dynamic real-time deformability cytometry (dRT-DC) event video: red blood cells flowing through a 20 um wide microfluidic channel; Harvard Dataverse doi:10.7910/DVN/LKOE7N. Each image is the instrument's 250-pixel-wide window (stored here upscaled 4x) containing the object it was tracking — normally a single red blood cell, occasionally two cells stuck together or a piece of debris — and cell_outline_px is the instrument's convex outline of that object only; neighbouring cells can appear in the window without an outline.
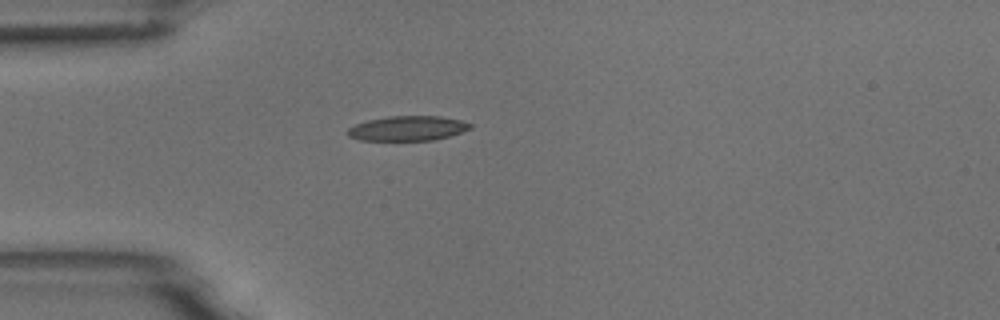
{"species": "common noctule bat (a hibernating species)", "species_latin": "Nyctalus noctula", "temperature_condition": "room temperature", "stored_images_in_passage": 33, "camera_frame_rate_fps": 3000, "um_per_image_px": 0.085, "animal": {"sex": "male", "body_mass_g": 18.8}, "frame": {"image": 1, "passage_image": 1, "time_ms": 0.0, "image_size_px": [1000, 320], "cell_outline_px": [[472, 128], [448, 136], [432, 140], [360, 140], [348, 136], [348, 128], [356, 124], [368, 120], [388, 116], [440, 116], [460, 120], [472, 124]], "centroid_in_image_um": [34.64, 10.9], "position_along_channel_um": 50.4, "area_um2": 17.51}}
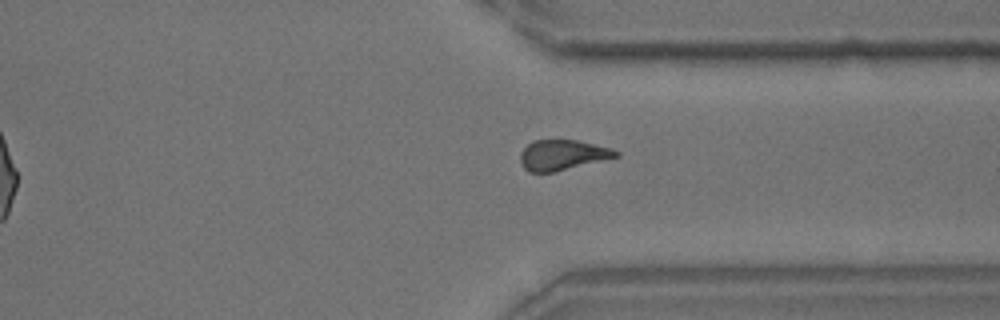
{"frame": {"image": 2, "passage_image": 27, "time_ms": 8.667, "image_size_px": [1000, 320], "cell_outline_px": [[620, 156], [556, 172], [528, 172], [524, 168], [520, 160], [520, 152], [532, 140], [576, 140], [612, 148], [620, 152]], "centroid_in_image_um": [47.82, 13.18], "position_along_channel_um": 363.6, "area_um2": 16.99}}
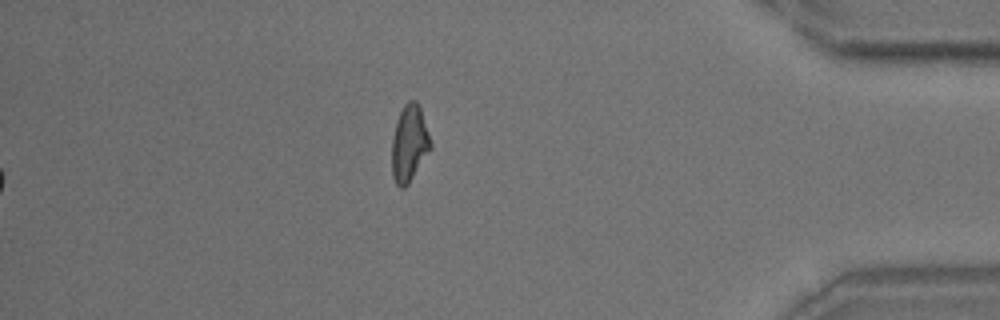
{"frame": {"image": 3, "passage_image": 33, "time_ms": 10.667, "image_size_px": [1000, 320], "cell_outline_px": [[432, 148], [408, 184], [404, 188], [400, 188], [396, 184], [392, 176], [392, 140], [396, 120], [404, 104], [408, 100], [416, 100], [420, 108], [432, 144]], "centroid_in_image_um": [34.78, 12.2], "position_along_channel_um": 400.4, "area_um2": 17.28}, "authors_computed_cell_mechanics": {"area_um2": 17.6868, "velocity_mm_per_s": 3.7266, "shape_relaxation_time_tau1_ms": 8.041, "shape_relaxation_time_tau2_ms": 3.7153, "deformation_change_tau1": 0.1983, "deformation_change_tau2": 0.1105}}